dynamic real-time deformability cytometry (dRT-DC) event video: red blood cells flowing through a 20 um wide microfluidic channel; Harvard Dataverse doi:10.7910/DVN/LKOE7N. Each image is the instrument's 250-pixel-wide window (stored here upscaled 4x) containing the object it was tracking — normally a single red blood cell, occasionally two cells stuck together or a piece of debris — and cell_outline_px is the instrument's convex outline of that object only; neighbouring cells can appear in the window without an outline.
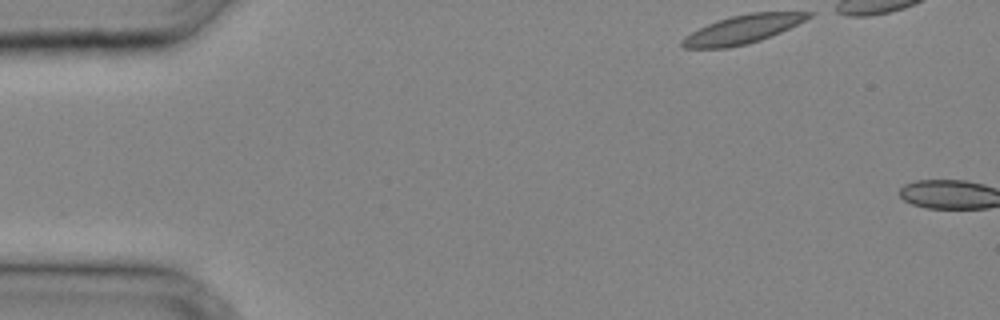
{"species": "common noctule bat (a hibernating species)", "species_latin": "Nyctalus noctula", "temperature_condition": "cold", "stored_images_in_passage": 2, "camera_frame_rate_fps": 3000, "um_per_image_px": 0.085, "animal": {"sex": "male", "body_mass_g": 20.4}, "frame": {"image": 1, "passage_image": 1, "time_ms": 0.0, "image_size_px": [1000, 320], "cell_outline_px": [[816, 12], [812, 16], [772, 36], [748, 44], [728, 48], [684, 48], [680, 44], [680, 40], [684, 36], [708, 24], [732, 16], [752, 12]], "centroid_in_image_um": [63.1, 2.51], "position_along_channel_um": 21.9, "area_um2": 20.75}}